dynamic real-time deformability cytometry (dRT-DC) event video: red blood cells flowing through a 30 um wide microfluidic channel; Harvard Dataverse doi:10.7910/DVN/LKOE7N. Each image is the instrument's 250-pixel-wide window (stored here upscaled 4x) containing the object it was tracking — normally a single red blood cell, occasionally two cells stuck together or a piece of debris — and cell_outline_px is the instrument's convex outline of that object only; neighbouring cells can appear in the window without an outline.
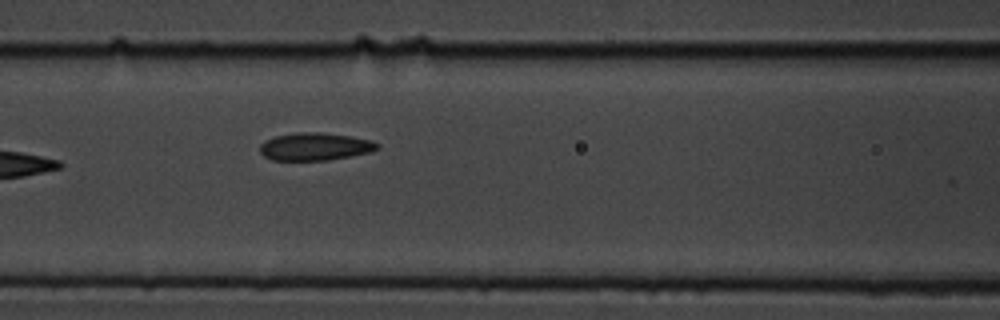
{"species": "common noctule bat (a hibernating species)", "species_latin": "Nyctalus noctula", "temperature_condition": "cold", "stored_images_in_passage": 8, "camera_frame_rate_fps": 3000, "um_per_image_px": 0.085, "animal": {"sex": "male", "body_mass_g": 19.5, "forearm_length_mm": 54.6}, "frame": {"image": 1, "passage_image": 8, "time_ms": 2.333, "image_size_px": [1000, 320], "cell_outline_px": [[380, 148], [372, 152], [352, 156], [328, 160], [272, 160], [264, 156], [260, 152], [260, 144], [264, 140], [276, 136], [296, 132], [316, 132], [348, 136], [372, 140], [380, 144]], "centroid_in_image_um": [26.79, 12.46], "position_along_channel_um": 139.8, "area_um2": 19.02}}